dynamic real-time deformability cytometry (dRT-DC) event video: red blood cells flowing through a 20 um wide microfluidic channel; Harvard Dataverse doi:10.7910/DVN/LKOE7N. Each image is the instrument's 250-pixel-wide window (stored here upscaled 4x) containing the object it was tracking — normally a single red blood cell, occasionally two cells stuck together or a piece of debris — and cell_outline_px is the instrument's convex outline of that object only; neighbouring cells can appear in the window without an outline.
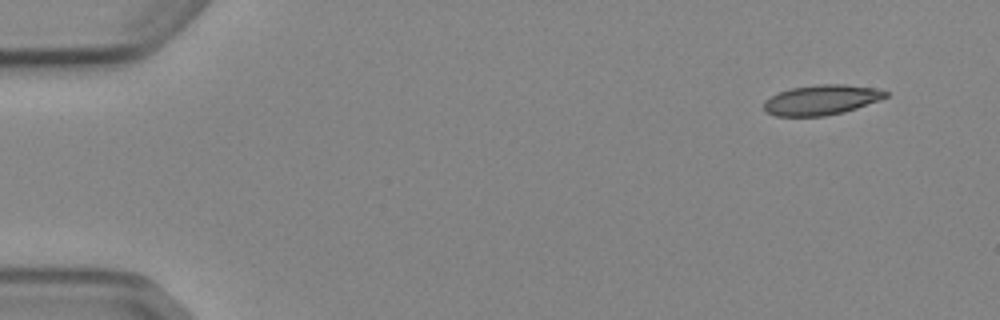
{"species": "Egyptian fruit bat (a non-hibernating species)", "species_latin": "Rousettus aegyptiacus", "temperature_condition": "cold", "stored_images_in_passage": 7, "camera_frame_rate_fps": 3000, "um_per_image_px": 0.085, "animal": {"sex": "female"}, "frame": {"image": 1, "passage_image": 1, "time_ms": 0.0, "image_size_px": [1000, 320], "cell_outline_px": [[888, 96], [880, 100], [844, 112], [824, 116], [776, 116], [764, 112], [764, 100], [780, 92], [792, 88], [816, 84], [844, 84], [876, 88], [888, 92]], "centroid_in_image_um": [69.82, 8.49], "position_along_channel_um": 15.2, "area_um2": 21.33}}
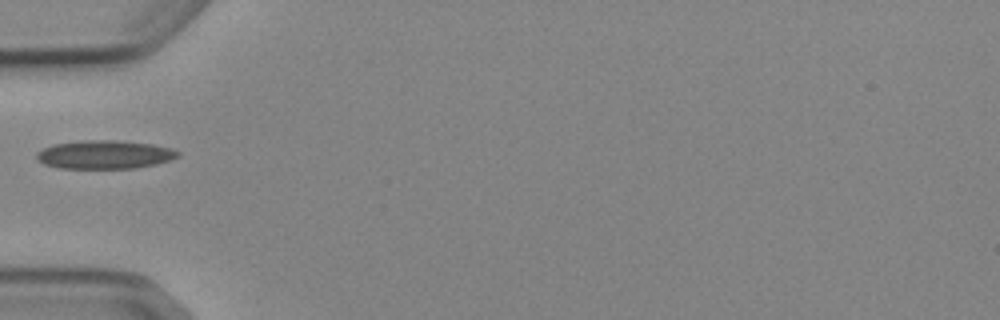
{"frame": {"image": 2, "passage_image": 5, "time_ms": 4.667, "image_size_px": [1000, 320], "cell_outline_px": [[180, 156], [156, 164], [136, 168], [60, 168], [44, 164], [36, 160], [36, 152], [52, 144], [84, 140], [116, 140], [152, 144], [172, 148], [180, 152]], "centroid_in_image_um": [8.88, 13.13], "position_along_channel_um": 76.1, "area_um2": 23.52}}
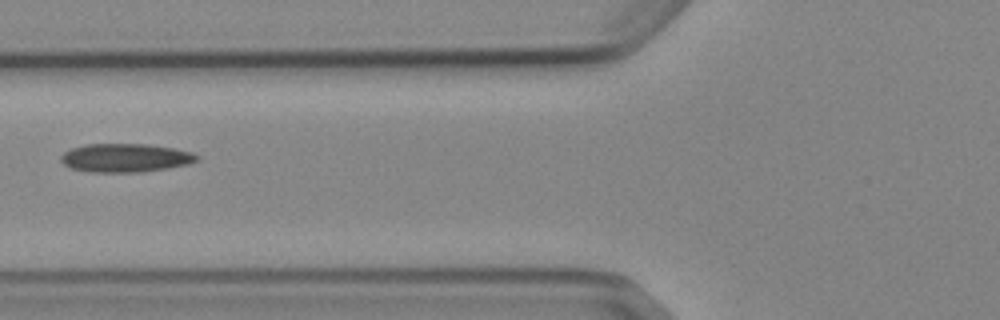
{"frame": {"image": 3, "passage_image": 6, "time_ms": 5.667, "image_size_px": [1000, 320], "cell_outline_px": [[200, 156], [196, 160], [188, 164], [164, 168], [136, 172], [92, 172], [72, 168], [64, 164], [60, 160], [60, 156], [64, 152], [72, 148], [88, 144], [148, 144], [172, 148], [192, 152]], "centroid_in_image_um": [10.63, 13.41], "position_along_channel_um": 115.2, "area_um2": 22.31}}